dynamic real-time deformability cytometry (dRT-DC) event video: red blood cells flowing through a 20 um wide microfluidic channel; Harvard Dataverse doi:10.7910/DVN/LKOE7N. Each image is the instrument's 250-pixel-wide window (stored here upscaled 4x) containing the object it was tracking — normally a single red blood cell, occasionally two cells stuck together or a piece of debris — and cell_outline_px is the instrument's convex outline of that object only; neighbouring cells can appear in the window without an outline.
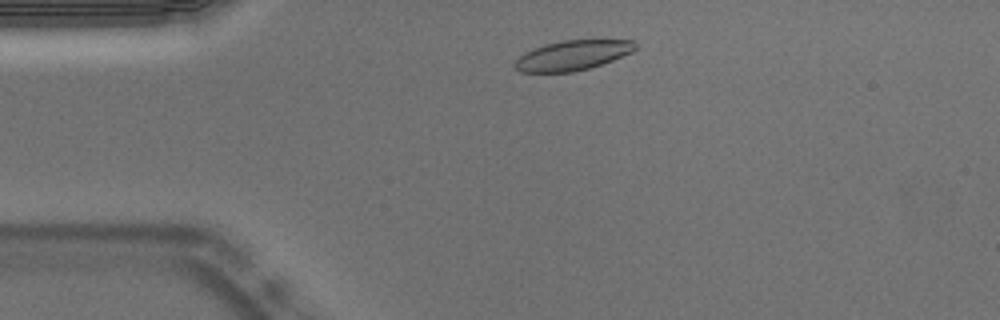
{"species": "Egyptian fruit bat (a non-hibernating species)", "species_latin": "Rousettus aegyptiacus", "temperature_condition": "warm", "stored_images_in_passage": 46, "camera_frame_rate_fps": 3000, "um_per_image_px": 0.085, "animal": {"sex": "male"}, "frame": {"image": 1, "passage_image": 4, "time_ms": 1.0, "image_size_px": [1000, 320], "cell_outline_px": [[636, 48], [632, 52], [612, 60], [588, 68], [572, 72], [520, 72], [512, 64], [524, 52], [544, 44], [564, 40], [632, 40], [636, 44]], "centroid_in_image_um": [48.63, 4.7], "position_along_channel_um": 36.4, "area_um2": 20.81}}
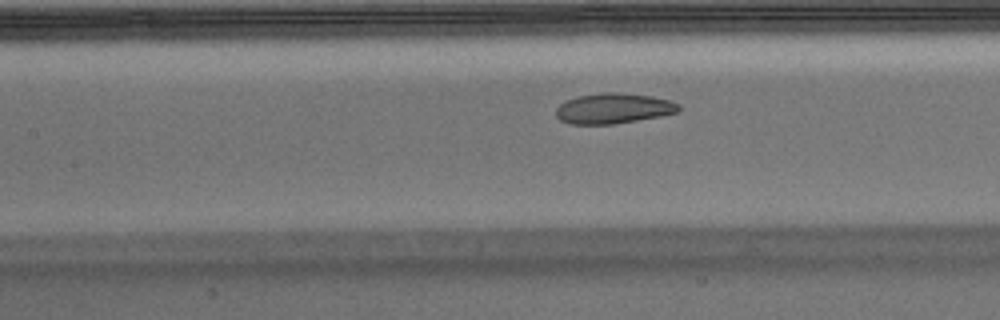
{"frame": {"image": 2, "passage_image": 16, "time_ms": 5.0, "image_size_px": [1000, 320], "cell_outline_px": [[680, 112], [660, 116], [612, 124], [572, 124], [560, 120], [556, 116], [556, 108], [564, 100], [576, 96], [600, 92], [620, 92], [652, 96], [668, 100], [680, 104]], "centroid_in_image_um": [52.13, 9.2], "position_along_channel_um": 155.3, "area_um2": 21.91}}
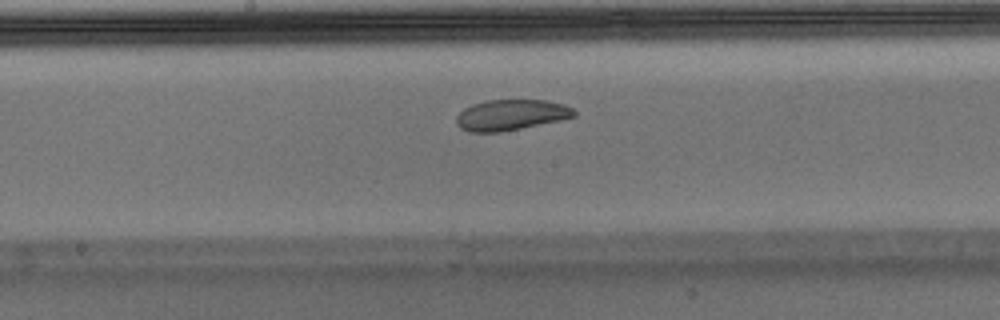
{"frame": {"image": 3, "passage_image": 20, "time_ms": 6.333, "image_size_px": [1000, 320], "cell_outline_px": [[576, 116], [560, 120], [500, 132], [468, 132], [460, 128], [456, 124], [456, 116], [464, 108], [472, 104], [484, 100], [544, 100], [564, 104], [572, 108], [576, 112]], "centroid_in_image_um": [43.4, 9.76], "position_along_channel_um": 204.8, "area_um2": 21.1}, "authors_computed_cell_mechanics": {"area_um2": 22.3397, "velocity_mm_per_s": 3.7175, "shape_relaxation_time_tau1_ms": 7.1269, "shape_relaxation_time_tau2_ms": 1.1982, "deformation_change_tau1": 0.1487, "deformation_change_tau2": 0.0482}}